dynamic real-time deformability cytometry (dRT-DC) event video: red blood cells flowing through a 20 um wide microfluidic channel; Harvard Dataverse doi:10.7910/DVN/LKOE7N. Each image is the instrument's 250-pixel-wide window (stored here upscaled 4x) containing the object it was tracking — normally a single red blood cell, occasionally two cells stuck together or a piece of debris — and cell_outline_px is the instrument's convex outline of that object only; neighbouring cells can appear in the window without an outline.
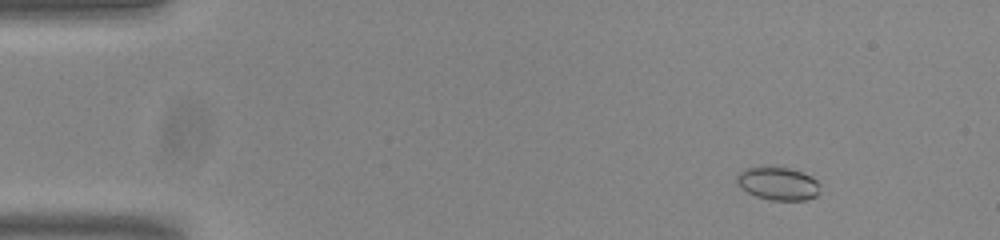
{"species": "common noctule bat (a hibernating species)", "species_latin": "Nyctalus noctula", "temperature_condition": "room temperature", "stored_images_in_passage": 13, "camera_frame_rate_fps": 3000, "um_per_image_px": 0.085, "animal": {"sex": "male", "body_mass_g": 20.0, "forearm_length_mm": 53.3}, "frame": {"image": 1, "passage_image": 4, "time_ms": 1.0, "image_size_px": [1000, 240], "cell_outline_px": [[820, 192], [816, 196], [804, 200], [772, 200], [756, 196], [740, 188], [736, 184], [736, 176], [744, 168], [760, 164], [788, 168], [812, 176], [820, 184]], "centroid_in_image_um": [66.09, 15.57], "position_along_channel_um": 18.9, "area_um2": 16.53}}